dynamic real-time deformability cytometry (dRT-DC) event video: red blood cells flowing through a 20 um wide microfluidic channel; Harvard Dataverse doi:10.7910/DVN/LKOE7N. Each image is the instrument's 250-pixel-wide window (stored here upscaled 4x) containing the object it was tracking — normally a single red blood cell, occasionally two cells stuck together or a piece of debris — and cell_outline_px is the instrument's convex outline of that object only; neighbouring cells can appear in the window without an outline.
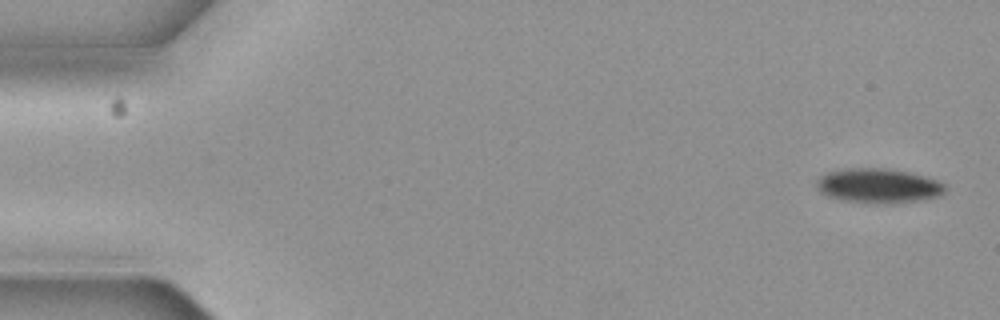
{"species": "common noctule bat (a hibernating species)", "species_latin": "Nyctalus noctula", "temperature_condition": "cold", "stored_images_in_passage": 11, "camera_frame_rate_fps": 3000, "um_per_image_px": 0.085, "animal": {"sex": "female", "body_mass_g": 19.3, "forearm_length_mm": 54.1}, "frame": {"image": 1, "passage_image": 1, "time_ms": 0.0, "image_size_px": [1000, 320], "cell_outline_px": [[944, 192], [940, 196], [920, 200], [892, 204], [872, 204], [840, 200], [828, 196], [820, 192], [816, 184], [820, 176], [828, 172], [848, 168], [888, 168], [912, 172], [936, 180], [944, 184]], "centroid_in_image_um": [74.66, 15.8], "position_along_channel_um": 10.3, "area_um2": 26.18}}
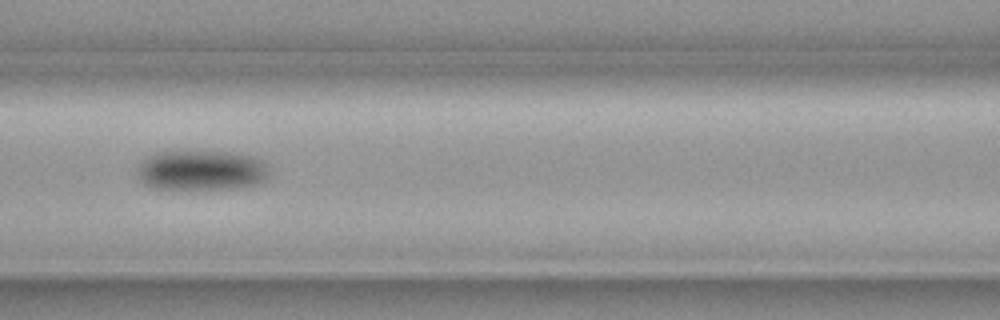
{"frame": {"image": 2, "passage_image": 7, "time_ms": 2.0, "image_size_px": [1000, 320], "cell_outline_px": [[268, 176], [264, 180], [256, 184], [244, 188], [156, 188], [144, 184], [140, 180], [136, 168], [148, 156], [160, 152], [224, 152], [252, 156], [260, 160], [264, 164], [268, 172]], "centroid_in_image_um": [17.11, 14.48], "position_along_channel_um": 149.5, "area_um2": 30.23}}
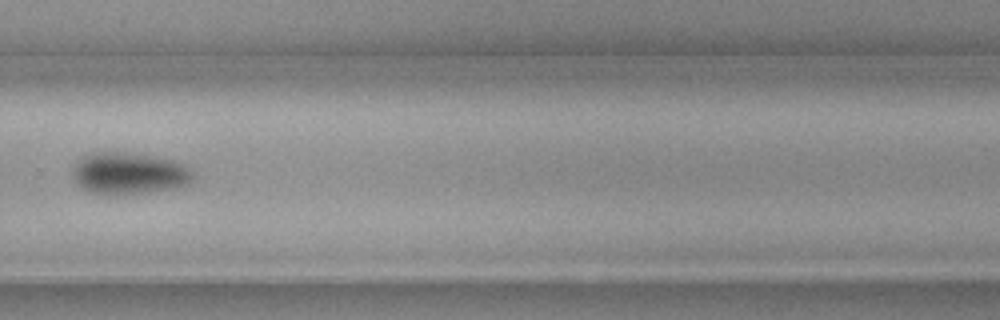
{"frame": {"image": 3, "passage_image": 11, "time_ms": 3.333, "image_size_px": [1000, 320], "cell_outline_px": [[192, 180], [188, 184], [172, 188], [116, 196], [108, 196], [88, 192], [76, 184], [72, 176], [72, 168], [84, 156], [92, 152], [124, 152], [152, 156], [172, 160], [184, 164], [192, 172]], "centroid_in_image_um": [10.9, 14.75], "position_along_channel_um": 318.9, "area_um2": 29.48}}